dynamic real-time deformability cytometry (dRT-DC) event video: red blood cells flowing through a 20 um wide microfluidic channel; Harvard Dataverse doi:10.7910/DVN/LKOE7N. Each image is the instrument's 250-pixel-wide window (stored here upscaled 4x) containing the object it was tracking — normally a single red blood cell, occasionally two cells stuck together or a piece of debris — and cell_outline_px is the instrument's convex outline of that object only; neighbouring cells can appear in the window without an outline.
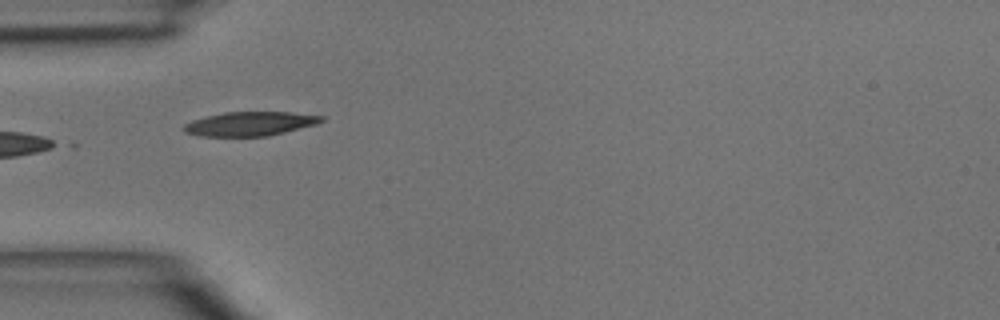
{"species": "common noctule bat (a hibernating species)", "species_latin": "Nyctalus noctula", "temperature_condition": "room temperature", "stored_images_in_passage": 6, "camera_frame_rate_fps": 3000, "um_per_image_px": 0.085, "animal": {"sex": "male", "body_mass_g": 15.6}, "frame": {"image": 1, "passage_image": 5, "time_ms": 4.333, "image_size_px": [1000, 320], "cell_outline_px": [[324, 120], [316, 124], [268, 136], [200, 136], [184, 132], [180, 128], [184, 124], [192, 120], [224, 112], [288, 112], [324, 116]], "centroid_in_image_um": [21.21, 10.52], "position_along_channel_um": 63.8, "area_um2": 19.25}}
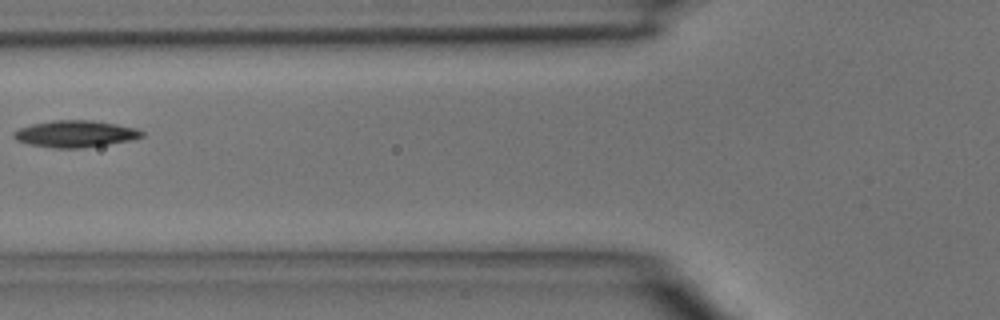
{"frame": {"image": 2, "passage_image": 6, "time_ms": 5.667, "image_size_px": [1000, 320], "cell_outline_px": [[144, 136], [128, 140], [108, 144], [84, 148], [52, 148], [28, 144], [16, 140], [12, 136], [12, 132], [20, 128], [32, 124], [52, 120], [92, 120], [116, 124], [136, 128], [144, 132]], "centroid_in_image_um": [6.36, 11.38], "position_along_channel_um": 119.4, "area_um2": 20.0}}